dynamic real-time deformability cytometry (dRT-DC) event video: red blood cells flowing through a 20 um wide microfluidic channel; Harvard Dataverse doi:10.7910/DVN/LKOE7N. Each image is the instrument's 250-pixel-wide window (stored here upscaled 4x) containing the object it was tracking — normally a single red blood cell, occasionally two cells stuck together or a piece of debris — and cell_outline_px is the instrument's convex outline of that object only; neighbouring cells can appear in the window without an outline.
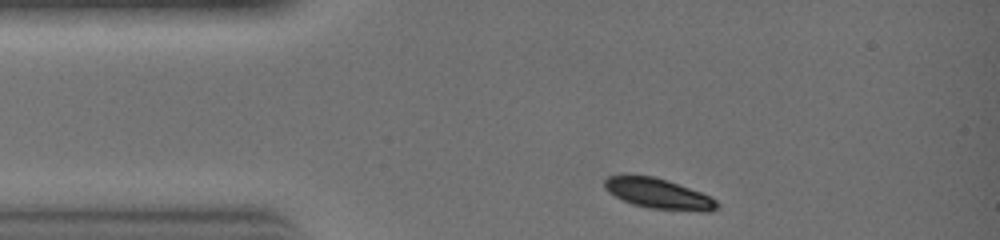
{"species": "common noctule bat (a hibernating species)", "species_latin": "Nyctalus noctula", "temperature_condition": "warm", "stored_images_in_passage": 22, "camera_frame_rate_fps": 3000, "um_per_image_px": 0.085, "animal": {"sex": "female", "body_mass_g": 19.0, "forearm_length_mm": 51.5}, "frame": {"image": 1, "passage_image": 1, "time_ms": 0.0, "image_size_px": [1000, 240], "cell_outline_px": [[720, 208], [712, 212], [704, 212], [648, 208], [632, 204], [608, 192], [604, 188], [604, 180], [608, 176], [624, 172], [656, 176], [668, 180], [700, 192], [716, 200], [720, 204]], "centroid_in_image_um": [55.94, 16.43], "position_along_channel_um": 29.1, "area_um2": 20.58}}
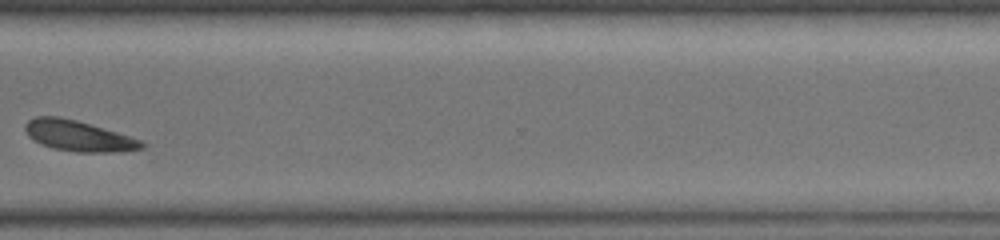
{"frame": {"image": 2, "passage_image": 19, "time_ms": 6.0, "image_size_px": [1000, 240], "cell_outline_px": [[144, 148], [120, 152], [76, 152], [52, 148], [40, 144], [28, 136], [24, 128], [24, 124], [28, 120], [36, 116], [60, 116], [76, 120], [116, 132], [140, 140], [144, 144]], "centroid_in_image_um": [6.61, 11.55], "position_along_channel_um": 364.0, "area_um2": 20.75}}
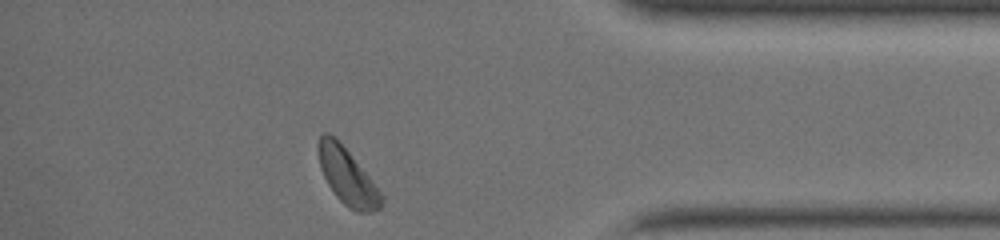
{"frame": {"image": 3, "passage_image": 22, "time_ms": 7.0, "image_size_px": [1000, 240], "cell_outline_px": [[384, 200], [380, 208], [372, 212], [356, 212], [348, 208], [336, 196], [328, 184], [320, 168], [316, 144], [320, 132], [328, 132], [348, 152], [368, 176], [384, 196]], "centroid_in_image_um": [29.49, 15.01], "position_along_channel_um": 405.7, "area_um2": 20.52}}